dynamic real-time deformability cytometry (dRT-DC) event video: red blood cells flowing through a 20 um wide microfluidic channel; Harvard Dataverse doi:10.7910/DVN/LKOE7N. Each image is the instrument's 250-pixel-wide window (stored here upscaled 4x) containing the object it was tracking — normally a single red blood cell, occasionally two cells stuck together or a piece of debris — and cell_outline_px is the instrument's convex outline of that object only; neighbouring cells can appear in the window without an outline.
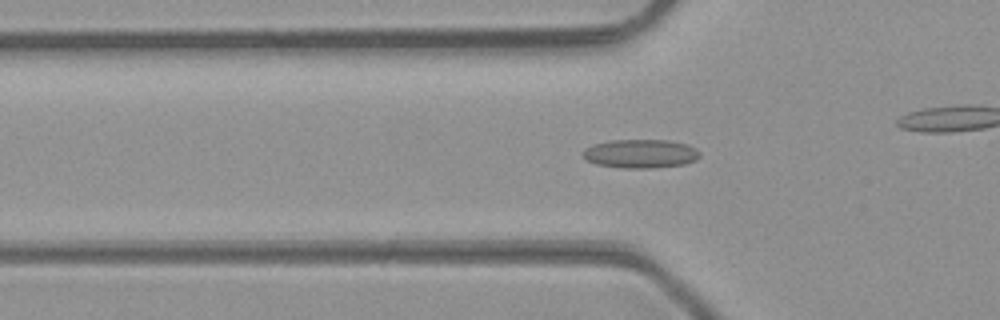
{"species": "common noctule bat (a hibernating species)", "species_latin": "Nyctalus noctula", "temperature_condition": "room temperature", "stored_images_in_passage": 33, "camera_frame_rate_fps": 3000, "um_per_image_px": 0.085, "animal": {"sex": "male", "body_mass_g": 23.1, "forearm_length_mm": 52.7}, "frame": {"image": 1, "passage_image": 10, "time_ms": 3.0, "image_size_px": [1000, 320], "cell_outline_px": [[700, 156], [696, 160], [684, 164], [656, 168], [620, 168], [596, 164], [580, 156], [580, 152], [584, 148], [596, 144], [612, 140], [668, 140], [688, 144], [696, 148], [700, 152]], "centroid_in_image_um": [54.44, 13.07], "position_along_channel_um": 71.4, "area_um2": 19.83}}
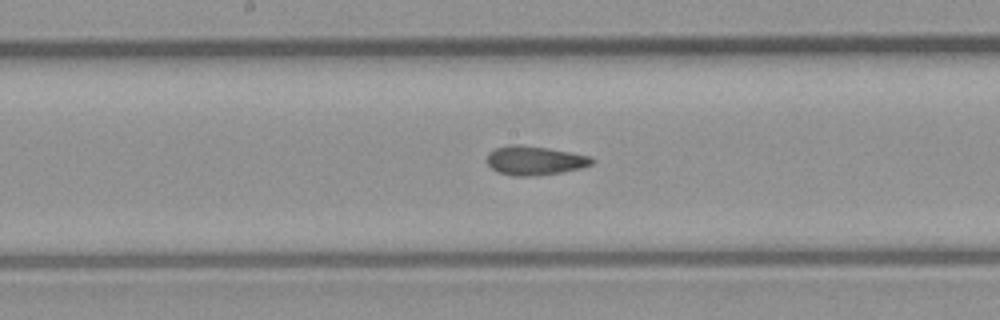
{"frame": {"image": 2, "passage_image": 19, "time_ms": 6.0, "image_size_px": [1000, 320], "cell_outline_px": [[596, 160], [592, 164], [584, 168], [560, 172], [532, 176], [512, 176], [496, 172], [488, 164], [488, 152], [496, 148], [512, 144], [516, 144], [548, 148], [592, 156]], "centroid_in_image_um": [45.48, 13.65], "position_along_channel_um": 202.7, "area_um2": 17.86}}
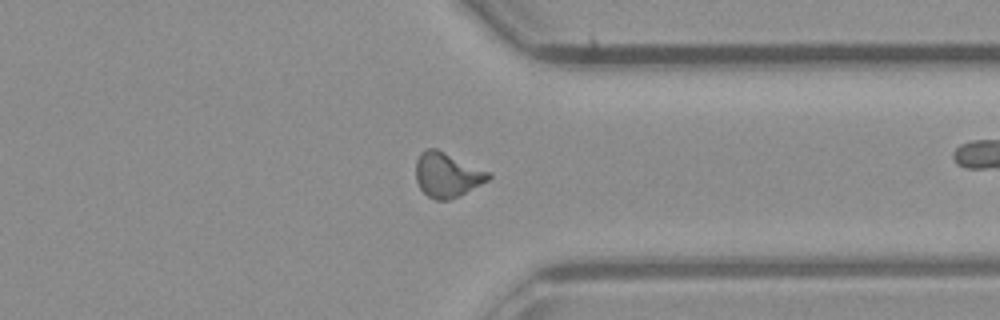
{"frame": {"image": 3, "passage_image": 31, "time_ms": 10.0, "image_size_px": [1000, 320], "cell_outline_px": [[492, 176], [488, 180], [460, 196], [448, 200], [436, 200], [428, 196], [420, 188], [416, 180], [416, 160], [420, 152], [428, 148], [436, 148], [492, 172]], "centroid_in_image_um": [38.02, 14.85], "position_along_channel_um": 373.4, "area_um2": 19.07}}